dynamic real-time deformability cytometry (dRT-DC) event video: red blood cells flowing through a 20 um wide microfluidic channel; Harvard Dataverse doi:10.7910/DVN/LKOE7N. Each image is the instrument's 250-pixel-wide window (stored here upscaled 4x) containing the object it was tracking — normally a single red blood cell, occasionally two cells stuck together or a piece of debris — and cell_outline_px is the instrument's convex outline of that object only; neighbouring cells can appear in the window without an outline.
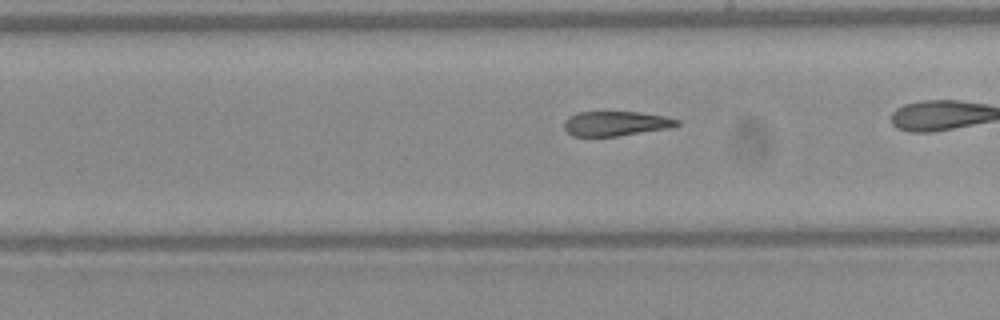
{"species": "Egyptian fruit bat (a non-hibernating species)", "species_latin": "Rousettus aegyptiacus", "temperature_condition": "warm", "stored_images_in_passage": 25, "camera_frame_rate_fps": 3000, "um_per_image_px": 0.085, "frame": {"image": 1, "passage_image": 22, "time_ms": 7.0, "image_size_px": [1000, 320], "cell_outline_px": [[680, 124], [668, 128], [620, 136], [572, 136], [564, 128], [564, 120], [568, 116], [580, 112], [640, 112], [664, 116], [680, 120]], "centroid_in_image_um": [52.33, 10.5], "position_along_channel_um": 236.7, "area_um2": 16.24}}
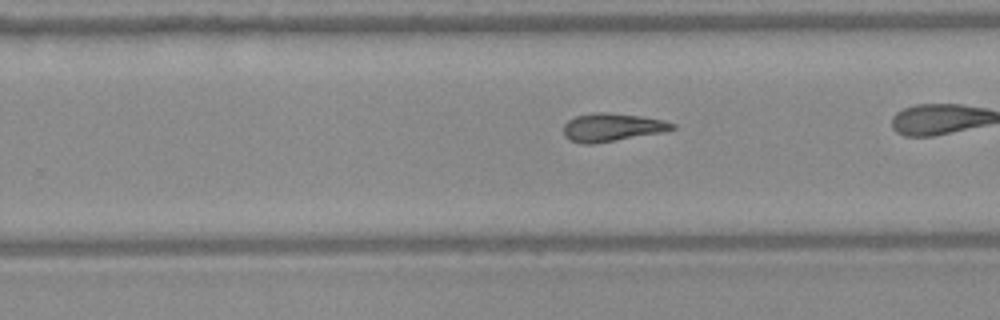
{"frame": {"image": 2, "passage_image": 25, "time_ms": 8.0, "image_size_px": [1000, 320], "cell_outline_px": [[676, 128], [664, 132], [592, 144], [584, 144], [568, 140], [564, 136], [564, 124], [568, 120], [576, 116], [592, 112], [608, 112], [640, 116], [664, 120], [676, 124]], "centroid_in_image_um": [52.01, 10.82], "position_along_channel_um": 277.8, "area_um2": 17.92}}